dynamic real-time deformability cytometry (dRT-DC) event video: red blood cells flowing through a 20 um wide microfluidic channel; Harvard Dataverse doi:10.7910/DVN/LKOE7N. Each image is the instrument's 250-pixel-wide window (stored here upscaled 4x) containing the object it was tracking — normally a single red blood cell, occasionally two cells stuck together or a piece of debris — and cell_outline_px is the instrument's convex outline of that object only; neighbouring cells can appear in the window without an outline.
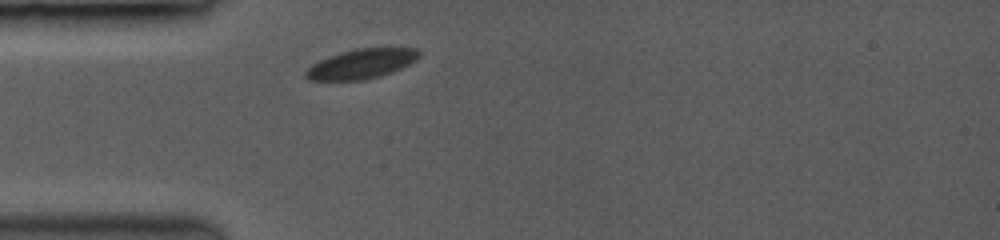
{"species": "common noctule bat (a hibernating species)", "species_latin": "Nyctalus noctula", "temperature_condition": "room temperature", "stored_images_in_passage": 1, "camera_frame_rate_fps": 3500, "um_per_image_px": 0.085, "animal": {"sex": "female", "body_mass_g": 19.0, "forearm_length_mm": 53.3}, "frame": {"image": 1, "passage_image": 1, "time_ms": 0.0, "image_size_px": [1000, 240], "cell_outline_px": [[420, 56], [416, 60], [400, 68], [380, 76], [360, 80], [312, 80], [304, 76], [304, 72], [312, 64], [328, 56], [340, 52], [356, 48], [416, 48], [420, 52]], "centroid_in_image_um": [30.7, 5.41], "position_along_channel_um": 54.3, "area_um2": 19.42}}